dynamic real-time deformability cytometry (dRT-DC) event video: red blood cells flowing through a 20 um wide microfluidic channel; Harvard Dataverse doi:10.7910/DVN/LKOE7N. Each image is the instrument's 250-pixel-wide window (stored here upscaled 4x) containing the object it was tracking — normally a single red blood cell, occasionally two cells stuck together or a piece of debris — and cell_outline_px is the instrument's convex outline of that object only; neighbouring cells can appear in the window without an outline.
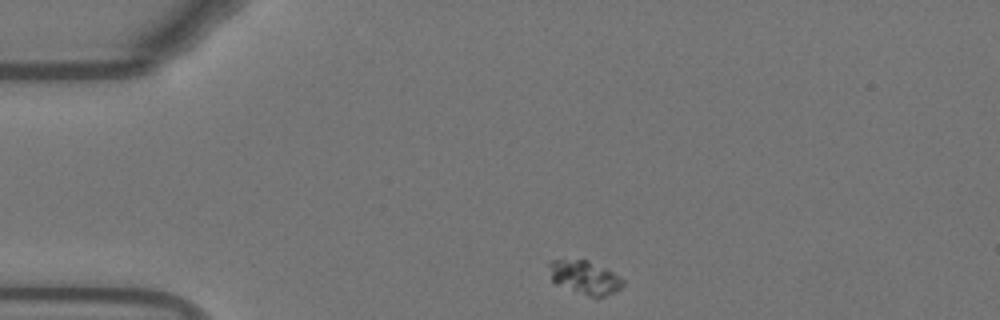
{"species": "Egyptian fruit bat (a non-hibernating species)", "species_latin": "Rousettus aegyptiacus", "temperature_condition": "warm", "stored_images_in_passage": 45, "camera_frame_rate_fps": 3000, "um_per_image_px": 0.085, "animal": {"sex": "female"}, "frame": {"image": 1, "passage_image": 1, "time_ms": 0.0, "image_size_px": [1000, 320], "cell_outline_px": [[624, 284], [620, 288], [604, 296], [588, 296], [556, 284], [552, 280], [548, 264], [548, 260], [588, 260], [612, 272], [624, 280]], "centroid_in_image_um": [49.67, 23.57], "position_along_channel_um": 35.3, "area_um2": 14.1}}
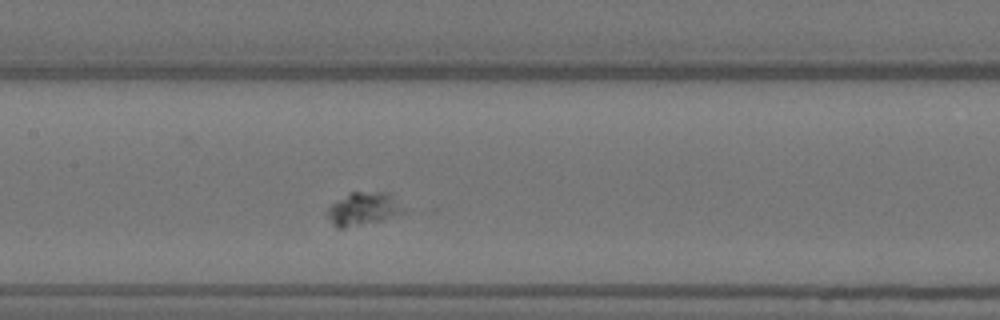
{"frame": {"image": 2, "passage_image": 16, "time_ms": 5.0, "image_size_px": [1000, 320], "cell_outline_px": [[404, 212], [384, 220], [344, 228], [336, 228], [332, 224], [324, 212], [332, 204], [352, 192], [392, 192], [404, 208]], "centroid_in_image_um": [30.89, 17.76], "position_along_channel_um": 176.5, "area_um2": 14.8}}
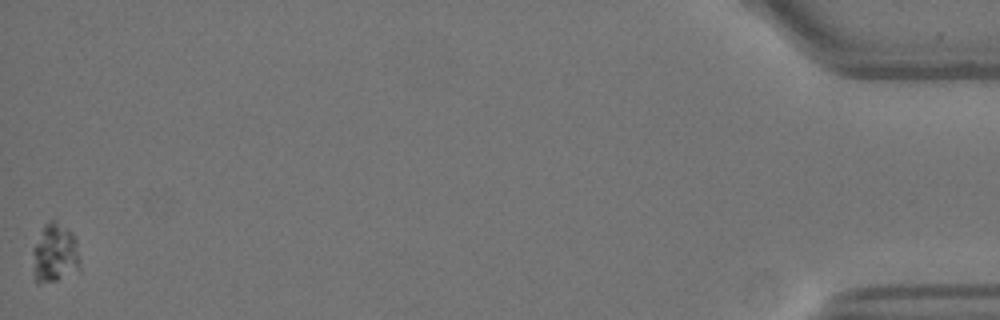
{"frame": {"image": 3, "passage_image": 45, "time_ms": 14.667, "image_size_px": [1000, 320], "cell_outline_px": [[80, 272], [56, 280], [40, 284], [36, 284], [32, 272], [32, 248], [44, 224], [52, 216], [72, 232], [76, 240], [80, 268]], "centroid_in_image_um": [4.64, 21.53], "position_along_channel_um": 430.6, "area_um2": 16.99}}